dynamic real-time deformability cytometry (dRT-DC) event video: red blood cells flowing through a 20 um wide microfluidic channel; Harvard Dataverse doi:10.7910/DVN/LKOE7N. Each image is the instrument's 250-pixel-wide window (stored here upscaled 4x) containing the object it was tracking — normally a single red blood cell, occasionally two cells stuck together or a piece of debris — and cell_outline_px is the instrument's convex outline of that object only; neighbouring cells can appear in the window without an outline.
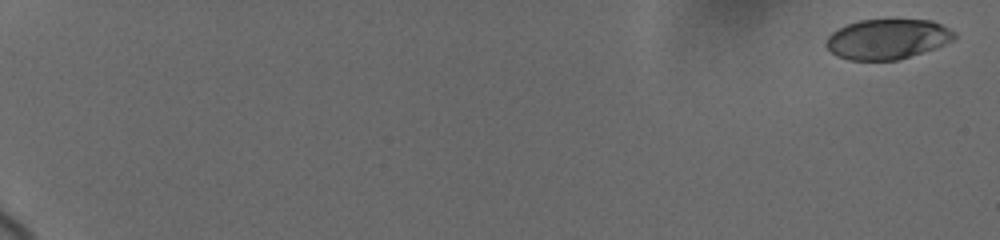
{"species": "human", "species_latin": "Homo sapiens", "temperature_condition": "cold", "stored_images_in_passage": 17, "camera_frame_rate_fps": 3000, "um_per_image_px": 0.085, "donor": {"sex": "female"}, "frame": {"image": 1, "passage_image": 1, "time_ms": 0.0, "image_size_px": [1000, 240], "cell_outline_px": [[956, 36], [952, 40], [936, 48], [896, 60], [848, 60], [836, 56], [824, 44], [828, 36], [832, 32], [848, 24], [860, 20], [932, 20], [956, 32]], "centroid_in_image_um": [75.42, 3.33], "position_along_channel_um": 9.6, "area_um2": 29.77}}
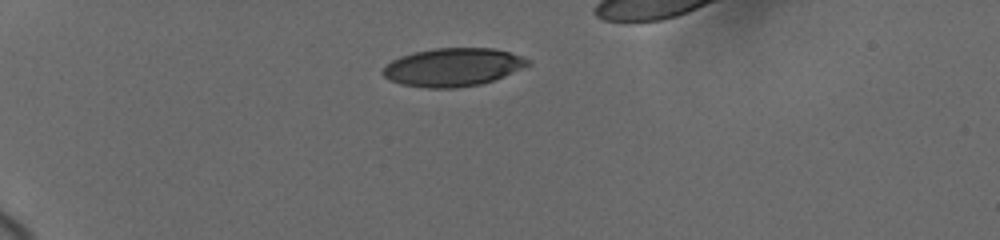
{"frame": {"image": 2, "passage_image": 11, "time_ms": 5.667, "image_size_px": [1000, 240], "cell_outline_px": [[532, 64], [504, 76], [480, 84], [456, 88], [428, 88], [400, 84], [388, 80], [380, 72], [392, 60], [400, 56], [432, 48], [492, 48], [508, 52], [520, 56], [528, 60]], "centroid_in_image_um": [38.46, 5.71], "position_along_channel_um": 46.5, "area_um2": 32.14}}